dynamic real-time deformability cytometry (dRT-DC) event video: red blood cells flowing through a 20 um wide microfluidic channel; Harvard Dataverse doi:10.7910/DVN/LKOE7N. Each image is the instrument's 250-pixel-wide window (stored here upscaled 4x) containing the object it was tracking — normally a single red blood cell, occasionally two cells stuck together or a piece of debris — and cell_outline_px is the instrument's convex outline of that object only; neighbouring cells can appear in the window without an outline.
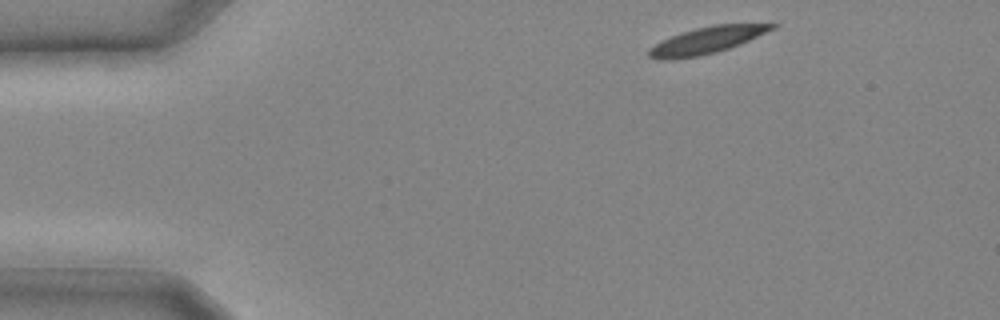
{"species": "common noctule bat (a hibernating species)", "species_latin": "Nyctalus noctula", "temperature_condition": "cold", "stored_images_in_passage": 22, "camera_frame_rate_fps": 3000, "um_per_image_px": 0.085, "animal": {"sex": "male", "body_mass_g": 20.4}, "frame": {"image": 1, "passage_image": 1, "time_ms": 0.0, "image_size_px": [1000, 320], "cell_outline_px": [[776, 28], [740, 44], [716, 52], [700, 56], [672, 60], [656, 60], [648, 56], [648, 48], [672, 36], [696, 28], [712, 24], [776, 24]], "centroid_in_image_um": [60.04, 3.44], "position_along_channel_um": 25.0, "area_um2": 19.02}}
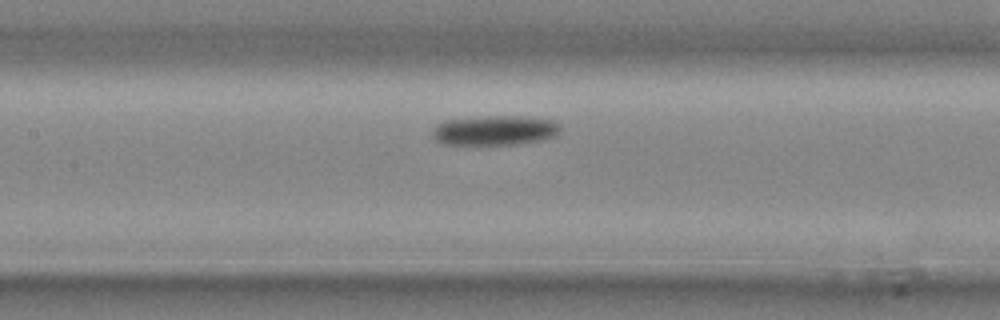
{"frame": {"image": 2, "passage_image": 10, "time_ms": 3.0, "image_size_px": [1000, 320], "cell_outline_px": [[560, 132], [556, 136], [540, 140], [516, 144], [440, 144], [432, 136], [432, 132], [440, 124], [448, 120], [480, 116], [520, 116], [552, 120], [560, 124]], "centroid_in_image_um": [42.09, 11.08], "position_along_channel_um": 165.3, "area_um2": 22.02}}
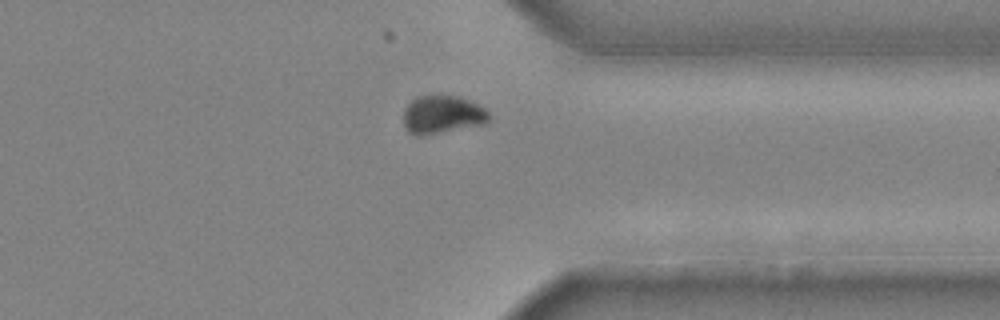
{"frame": {"image": 3, "passage_image": 19, "time_ms": 6.0, "image_size_px": [1000, 320], "cell_outline_px": [[488, 124], [424, 136], [412, 136], [404, 128], [404, 108], [416, 96], [460, 96], [484, 108], [488, 112]], "centroid_in_image_um": [37.58, 9.78], "position_along_channel_um": 373.8, "area_um2": 19.31}}